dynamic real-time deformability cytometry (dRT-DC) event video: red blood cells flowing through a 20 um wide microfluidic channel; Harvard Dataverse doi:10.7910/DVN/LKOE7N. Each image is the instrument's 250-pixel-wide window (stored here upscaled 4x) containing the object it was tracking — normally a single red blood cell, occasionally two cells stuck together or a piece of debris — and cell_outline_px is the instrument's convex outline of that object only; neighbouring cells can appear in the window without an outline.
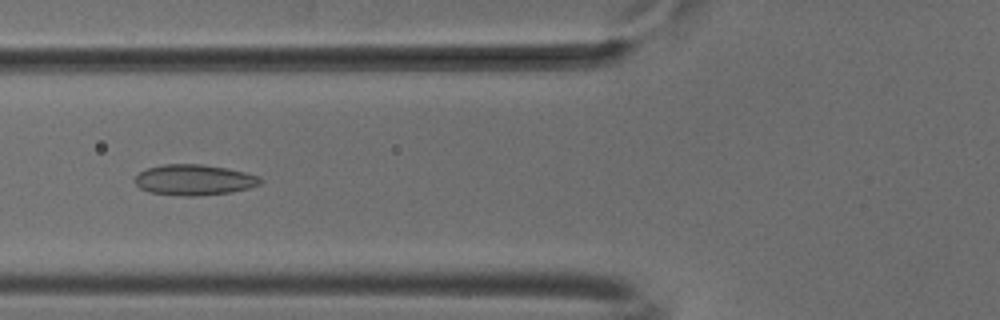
{"species": "common noctule bat (a hibernating species)", "species_latin": "Nyctalus noctula", "temperature_condition": "cold", "stored_images_in_passage": 38, "camera_frame_rate_fps": 3000, "um_per_image_px": 0.085, "animal": {"sex": "male", "body_mass_g": 18.8}, "frame": {"image": 1, "passage_image": 8, "time_ms": 2.333, "image_size_px": [1000, 320], "cell_outline_px": [[264, 180], [260, 184], [248, 188], [232, 192], [196, 196], [184, 196], [148, 192], [140, 188], [132, 180], [140, 172], [148, 168], [164, 164], [200, 164], [224, 168], [244, 172], [260, 176]], "centroid_in_image_um": [16.49, 15.29], "position_along_channel_um": 109.3, "area_um2": 22.43}}
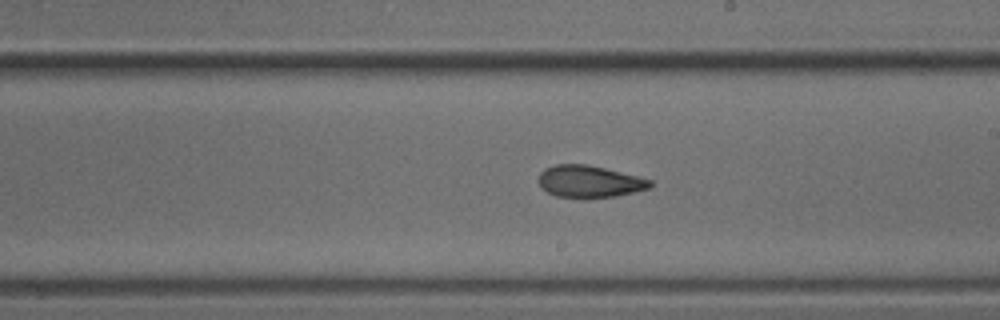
{"frame": {"image": 2, "passage_image": 18, "time_ms": 5.667, "image_size_px": [1000, 320], "cell_outline_px": [[652, 188], [616, 196], [556, 196], [540, 188], [540, 172], [544, 168], [556, 164], [588, 164], [652, 180]], "centroid_in_image_um": [50.1, 15.4], "position_along_channel_um": 238.9, "area_um2": 20.35}}
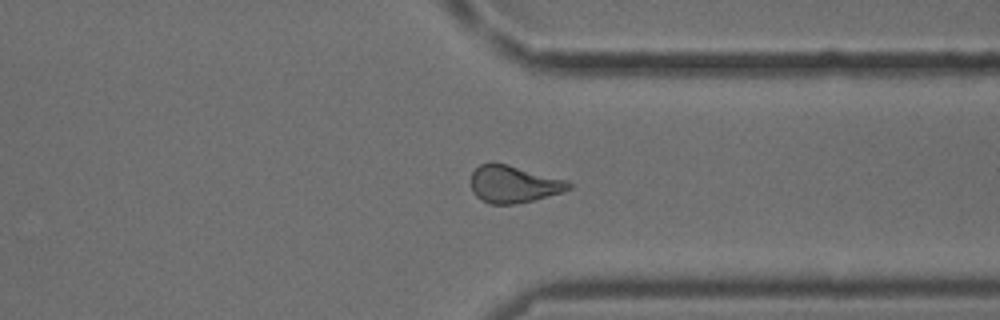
{"frame": {"image": 3, "passage_image": 28, "time_ms": 9.0, "image_size_px": [1000, 320], "cell_outline_px": [[572, 188], [560, 192], [532, 200], [512, 204], [488, 204], [480, 200], [472, 192], [472, 172], [480, 164], [508, 164], [568, 180], [572, 184]], "centroid_in_image_um": [43.66, 15.66], "position_along_channel_um": 367.7, "area_um2": 20.98}}